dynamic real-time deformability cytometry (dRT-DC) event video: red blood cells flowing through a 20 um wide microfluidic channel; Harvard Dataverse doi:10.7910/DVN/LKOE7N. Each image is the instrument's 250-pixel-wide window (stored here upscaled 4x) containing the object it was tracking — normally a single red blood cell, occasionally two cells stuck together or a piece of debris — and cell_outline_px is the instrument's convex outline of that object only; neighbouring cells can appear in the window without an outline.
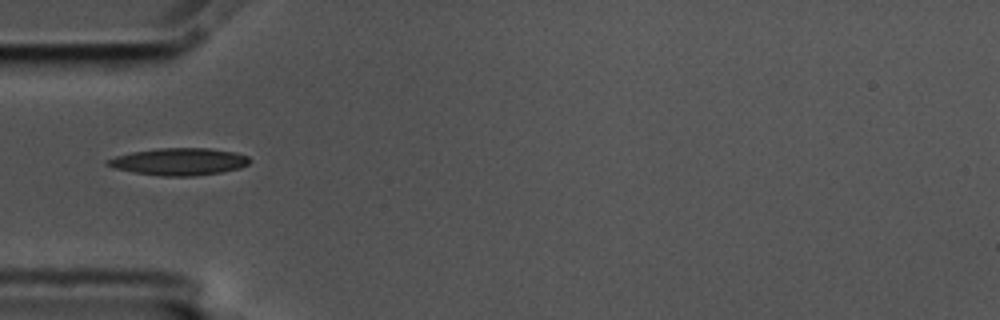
{"species": "common noctule bat (a hibernating species)", "species_latin": "Nyctalus noctula", "temperature_condition": "cold", "stored_images_in_passage": 20, "camera_frame_rate_fps": 3000, "um_per_image_px": 0.085, "animal": {"sex": "male", "body_mass_g": 17.5, "forearm_length_mm": 52.3}, "frame": {"image": 1, "passage_image": 1, "time_ms": 0.0, "image_size_px": [1000, 320], "cell_outline_px": [[248, 164], [240, 168], [220, 172], [192, 176], [160, 176], [136, 172], [116, 168], [104, 164], [104, 160], [116, 156], [132, 152], [160, 148], [212, 148], [236, 152], [248, 156]], "centroid_in_image_um": [15.22, 13.73], "position_along_channel_um": 69.8, "area_um2": 22.37}}